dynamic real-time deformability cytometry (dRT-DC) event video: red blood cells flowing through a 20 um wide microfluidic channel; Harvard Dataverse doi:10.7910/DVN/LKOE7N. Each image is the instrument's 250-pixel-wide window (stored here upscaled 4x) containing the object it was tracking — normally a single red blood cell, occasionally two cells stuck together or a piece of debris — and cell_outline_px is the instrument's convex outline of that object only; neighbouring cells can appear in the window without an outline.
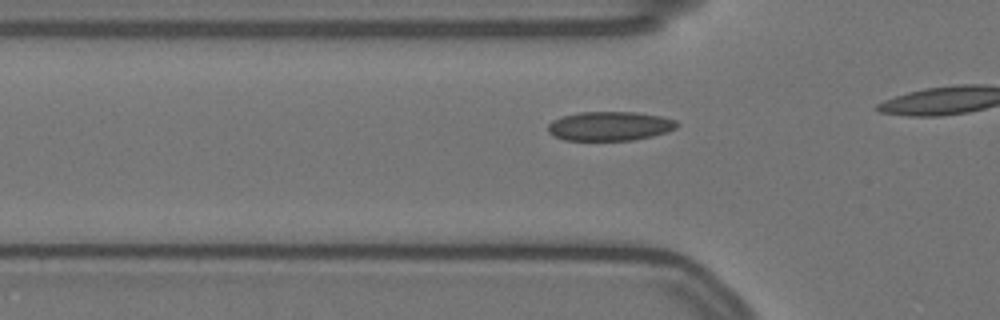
{"species": "Egyptian fruit bat (a non-hibernating species)", "species_latin": "Rousettus aegyptiacus", "temperature_condition": "warm", "stored_images_in_passage": 15, "camera_frame_rate_fps": 3000, "um_per_image_px": 0.085, "animal": {"sex": "female"}, "frame": {"image": 1, "passage_image": 9, "time_ms": 2.667, "image_size_px": [1000, 320], "cell_outline_px": [[680, 124], [676, 128], [668, 132], [652, 136], [632, 140], [564, 140], [548, 132], [548, 124], [552, 120], [560, 116], [580, 112], [636, 112], [660, 116], [676, 120]], "centroid_in_image_um": [51.84, 10.71], "position_along_channel_um": 74.0, "area_um2": 22.02}}
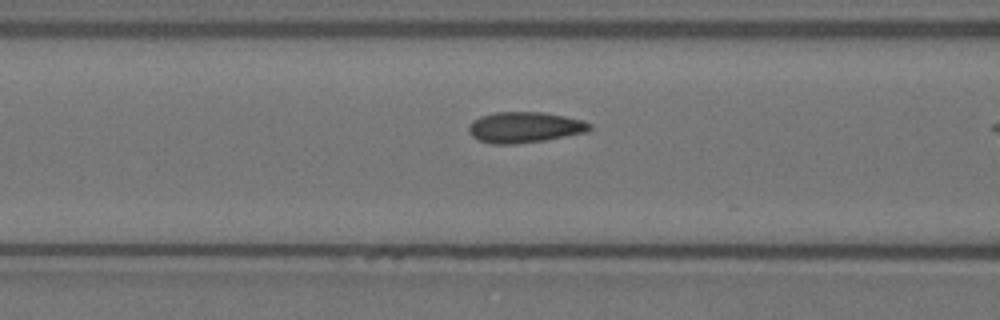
{"frame": {"image": 2, "passage_image": 13, "time_ms": 4.0, "image_size_px": [1000, 320], "cell_outline_px": [[592, 128], [588, 132], [544, 140], [516, 144], [492, 144], [476, 140], [468, 132], [468, 124], [472, 120], [480, 116], [496, 112], [540, 112], [564, 116], [584, 120], [592, 124]], "centroid_in_image_um": [44.57, 10.82], "position_along_channel_um": 122.0, "area_um2": 21.96}}